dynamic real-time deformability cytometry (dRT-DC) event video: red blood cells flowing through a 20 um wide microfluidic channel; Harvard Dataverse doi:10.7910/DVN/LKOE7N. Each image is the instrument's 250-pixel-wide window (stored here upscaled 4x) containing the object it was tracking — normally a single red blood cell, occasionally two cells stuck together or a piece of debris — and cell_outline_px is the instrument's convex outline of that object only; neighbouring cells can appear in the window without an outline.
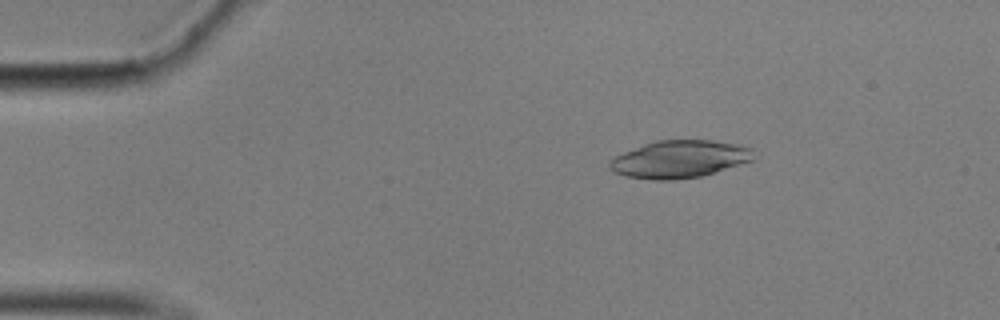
{"species": "common noctule bat (a hibernating species)", "species_latin": "Nyctalus noctula", "temperature_condition": "cold", "stored_images_in_passage": 5, "camera_frame_rate_fps": 3000, "um_per_image_px": 0.085, "animal": {"sex": "male", "body_mass_g": 17.9}, "frame": {"image": 1, "passage_image": 1, "time_ms": 0.0, "image_size_px": [1000, 320], "cell_outline_px": [[752, 160], [740, 164], [700, 176], [676, 180], [652, 180], [624, 176], [608, 168], [608, 164], [612, 156], [644, 144], [656, 140], [712, 140], [740, 144], [752, 148]], "centroid_in_image_um": [57.7, 13.52], "position_along_channel_um": 27.3, "area_um2": 31.5}}